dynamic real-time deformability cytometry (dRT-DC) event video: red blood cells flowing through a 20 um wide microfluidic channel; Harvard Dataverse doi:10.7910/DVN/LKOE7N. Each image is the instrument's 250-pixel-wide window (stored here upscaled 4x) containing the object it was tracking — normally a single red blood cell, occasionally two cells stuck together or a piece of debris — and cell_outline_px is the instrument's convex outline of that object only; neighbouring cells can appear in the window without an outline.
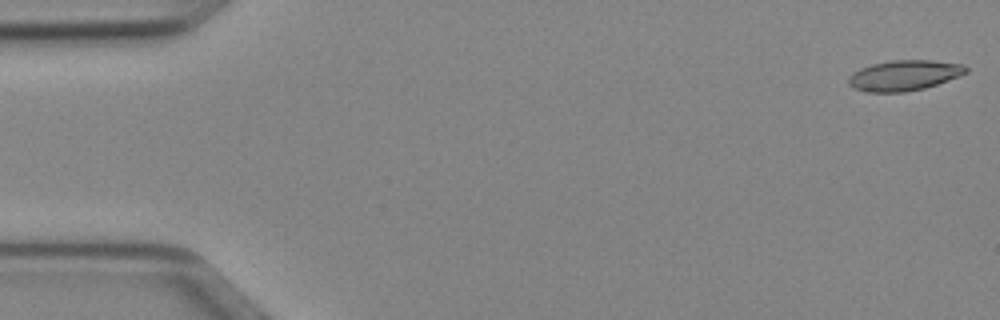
{"species": "Egyptian fruit bat (a non-hibernating species)", "species_latin": "Rousettus aegyptiacus", "temperature_condition": "cold", "stored_images_in_passage": 9, "camera_frame_rate_fps": 3000, "um_per_image_px": 0.085, "animal": {"sex": "female"}, "frame": {"image": 1, "passage_image": 1, "time_ms": 0.0, "image_size_px": [1000, 320], "cell_outline_px": [[968, 72], [960, 76], [924, 88], [904, 92], [864, 92], [852, 88], [848, 84], [848, 76], [860, 68], [872, 64], [892, 60], [932, 60], [964, 64], [968, 68]], "centroid_in_image_um": [76.84, 6.41], "position_along_channel_um": 8.2, "area_um2": 20.98}}